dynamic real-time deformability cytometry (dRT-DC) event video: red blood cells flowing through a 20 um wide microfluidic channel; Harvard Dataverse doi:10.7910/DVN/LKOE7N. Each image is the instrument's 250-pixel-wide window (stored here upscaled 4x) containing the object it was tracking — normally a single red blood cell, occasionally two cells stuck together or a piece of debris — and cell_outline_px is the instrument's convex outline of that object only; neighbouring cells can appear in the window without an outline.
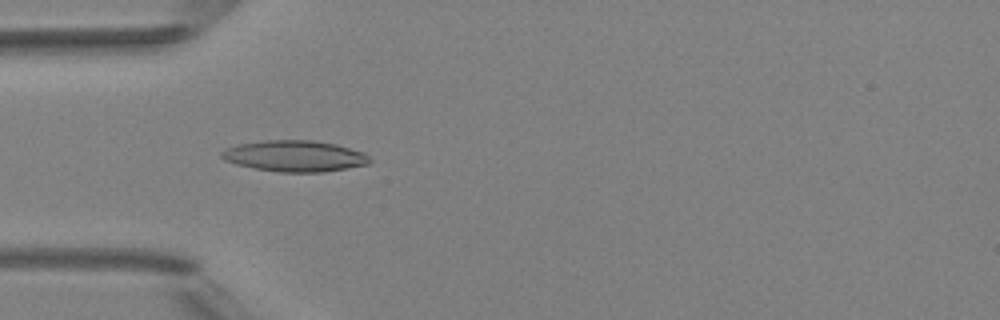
{"species": "Egyptian fruit bat (a non-hibernating species)", "species_latin": "Rousettus aegyptiacus", "temperature_condition": "room temperature", "stored_images_in_passage": 4, "camera_frame_rate_fps": 3000, "um_per_image_px": 0.085, "animal": {"sex": "female"}, "frame": {"image": 1, "passage_image": 4, "time_ms": 3.667, "image_size_px": [1000, 320], "cell_outline_px": [[372, 160], [368, 164], [324, 172], [280, 172], [252, 168], [236, 164], [224, 160], [220, 156], [220, 152], [224, 148], [236, 144], [264, 140], [312, 140], [336, 144], [364, 152]], "centroid_in_image_um": [25.01, 13.26], "position_along_channel_um": 60.0, "area_um2": 27.11}}